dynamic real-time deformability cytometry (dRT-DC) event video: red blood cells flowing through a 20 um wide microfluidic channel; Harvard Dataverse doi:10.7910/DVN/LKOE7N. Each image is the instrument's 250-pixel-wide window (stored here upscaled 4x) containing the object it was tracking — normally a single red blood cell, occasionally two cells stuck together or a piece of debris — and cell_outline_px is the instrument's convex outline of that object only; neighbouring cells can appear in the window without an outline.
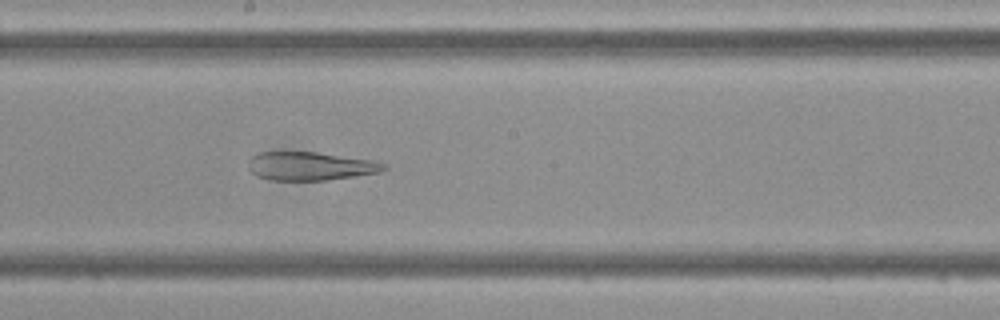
{"species": "Egyptian fruit bat (a non-hibernating species)", "species_latin": "Rousettus aegyptiacus", "temperature_condition": "cold", "stored_images_in_passage": 38, "camera_frame_rate_fps": 3000, "um_per_image_px": 0.085, "frame": {"image": 1, "passage_image": 16, "time_ms": 5.0, "image_size_px": [1000, 320], "cell_outline_px": [[388, 168], [380, 172], [328, 180], [272, 180], [256, 176], [248, 168], [248, 160], [252, 156], [260, 152], [316, 152], [372, 160], [388, 164]], "centroid_in_image_um": [26.38, 14.12], "position_along_channel_um": 221.8, "area_um2": 22.48}}
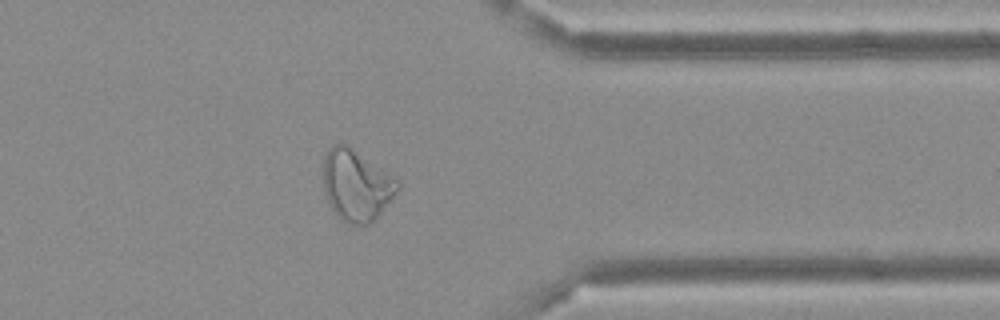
{"frame": {"image": 2, "passage_image": 28, "time_ms": 9.0, "image_size_px": [1000, 320], "cell_outline_px": [[400, 188], [380, 212], [368, 224], [344, 224], [340, 220], [332, 208], [324, 192], [324, 152], [328, 148], [336, 144], [348, 144], [396, 176], [400, 184]], "centroid_in_image_um": [30.3, 15.71], "position_along_channel_um": 381.1, "area_um2": 31.04}}
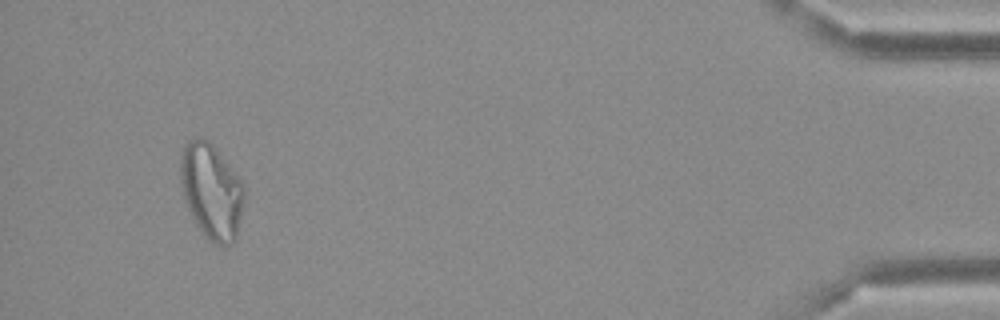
{"frame": {"image": 3, "passage_image": 35, "time_ms": 11.333, "image_size_px": [1000, 320], "cell_outline_px": [[244, 204], [236, 240], [232, 244], [224, 248], [212, 244], [208, 240], [196, 224], [184, 200], [180, 180], [180, 156], [184, 148], [196, 136], [204, 136], [212, 144], [244, 184]], "centroid_in_image_um": [17.99, 16.31], "position_along_channel_um": 417.2, "area_um2": 35.78}}